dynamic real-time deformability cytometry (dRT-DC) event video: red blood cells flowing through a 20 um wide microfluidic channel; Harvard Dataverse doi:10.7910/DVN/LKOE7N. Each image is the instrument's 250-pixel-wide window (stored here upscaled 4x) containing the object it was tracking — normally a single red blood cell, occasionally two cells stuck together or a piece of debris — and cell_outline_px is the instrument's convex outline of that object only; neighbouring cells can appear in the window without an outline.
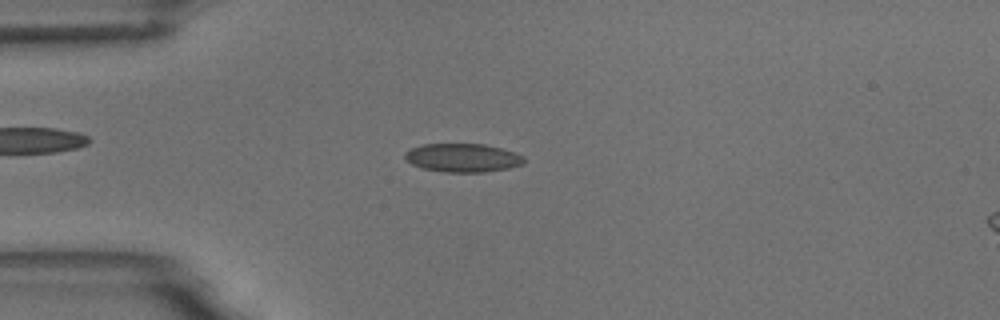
{"species": "common noctule bat (a hibernating species)", "species_latin": "Nyctalus noctula", "temperature_condition": "room temperature", "stored_images_in_passage": 57, "camera_frame_rate_fps": 3000, "um_per_image_px": 0.085, "animal": {"sex": "male", "body_mass_g": 18.8}, "frame": {"image": 1, "passage_image": 14, "time_ms": 4.333, "image_size_px": [1000, 320], "cell_outline_px": [[524, 164], [508, 168], [484, 172], [444, 172], [424, 168], [412, 164], [404, 160], [404, 152], [412, 148], [424, 144], [484, 144], [516, 152], [524, 156]], "centroid_in_image_um": [39.33, 13.41], "position_along_channel_um": 45.7, "area_um2": 19.83}}
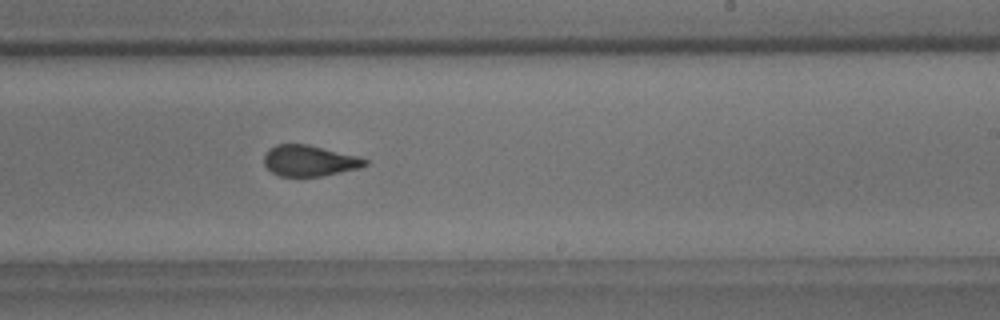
{"frame": {"image": 2, "passage_image": 34, "time_ms": 11.0, "image_size_px": [1000, 320], "cell_outline_px": [[368, 164], [360, 168], [320, 176], [280, 176], [272, 172], [264, 164], [264, 156], [268, 148], [276, 144], [308, 144], [356, 156], [368, 160]], "centroid_in_image_um": [26.27, 13.65], "position_along_channel_um": 262.7, "area_um2": 18.09}}
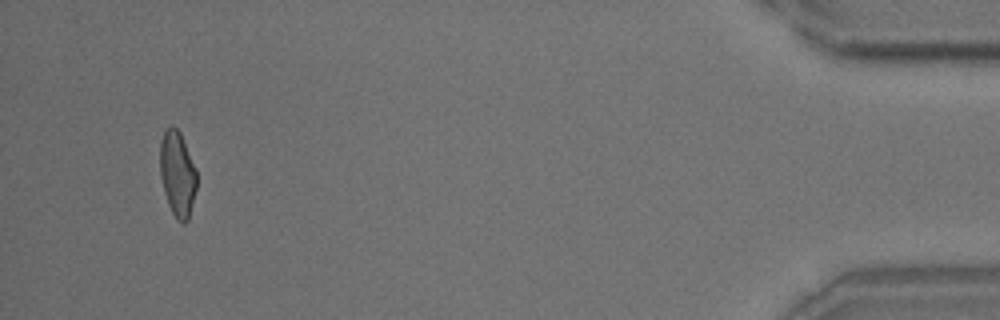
{"frame": {"image": 3, "passage_image": 54, "time_ms": 17.667, "image_size_px": [1000, 320], "cell_outline_px": [[196, 188], [188, 220], [184, 224], [180, 224], [176, 220], [168, 204], [164, 192], [160, 176], [160, 140], [164, 132], [172, 124], [180, 132], [196, 168]], "centroid_in_image_um": [15.07, 14.79], "position_along_channel_um": 420.1, "area_um2": 18.32}, "authors_computed_cell_mechanics": {"area_um2": 18.9584, "velocity_mm_per_s": 3.5014, "shape_relaxation_time_tau1_ms": 7.3934, "shape_relaxation_time_tau2_ms": 1.0682, "deformation_change_tau1": 0.1569, "deformation_change_tau2": 0.0588}}